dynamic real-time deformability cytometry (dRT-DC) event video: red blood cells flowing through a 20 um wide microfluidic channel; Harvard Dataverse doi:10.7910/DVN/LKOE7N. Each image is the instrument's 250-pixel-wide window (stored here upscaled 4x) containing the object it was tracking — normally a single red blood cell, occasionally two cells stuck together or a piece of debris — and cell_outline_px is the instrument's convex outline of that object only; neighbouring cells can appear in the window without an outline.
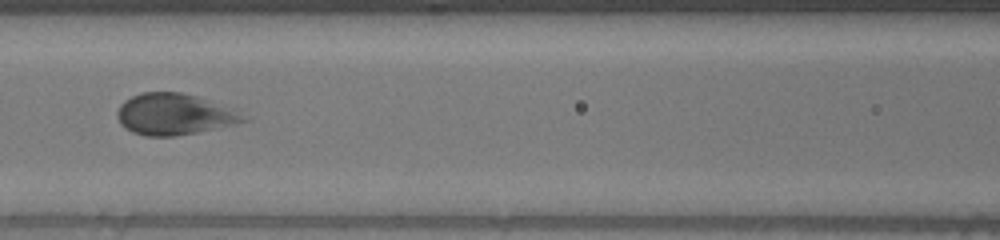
{"species": "human", "species_latin": "Homo sapiens", "temperature_condition": "warm", "stored_images_in_passage": 55, "segment_of_instrument_passage": [2, 2], "camera_frame_rate_fps": 3000, "um_per_image_px": 0.085, "donor": {"sex": "male"}, "frame": {"image": 1, "passage_image": 24, "time_ms": 7.667, "image_size_px": [1000, 240], "cell_outline_px": [[248, 120], [236, 124], [176, 136], [144, 136], [132, 132], [120, 124], [116, 116], [116, 112], [120, 104], [124, 100], [140, 92], [180, 92], [196, 96], [240, 108]], "centroid_in_image_um": [14.86, 9.7], "position_along_channel_um": 151.7, "area_um2": 30.92}}
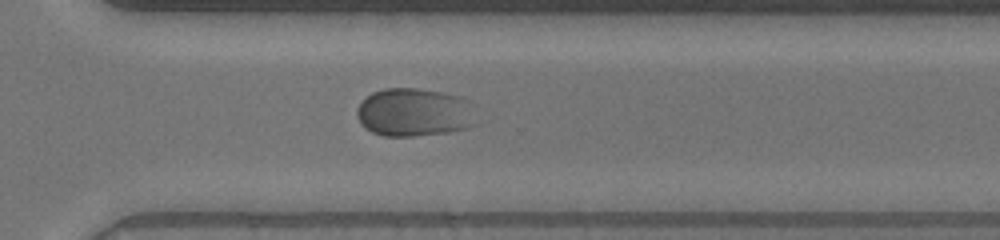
{"frame": {"image": 2, "passage_image": 39, "time_ms": 12.667, "image_size_px": [1000, 240], "cell_outline_px": [[476, 124], [468, 128], [448, 132], [416, 136], [384, 136], [372, 132], [364, 128], [360, 124], [356, 116], [356, 108], [372, 92], [384, 88], [416, 88], [444, 92], [460, 96], [472, 100]], "centroid_in_image_um": [35.24, 9.55], "position_along_channel_um": 335.4, "area_um2": 34.22}}
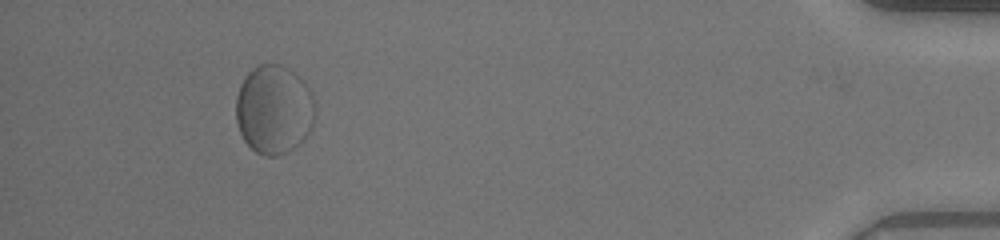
{"frame": {"image": 3, "passage_image": 51, "time_ms": 16.667, "image_size_px": [1000, 240], "cell_outline_px": [[316, 116], [304, 140], [288, 152], [276, 156], [264, 156], [256, 152], [244, 140], [240, 132], [236, 120], [236, 96], [240, 84], [244, 76], [252, 68], [260, 64], [280, 64], [288, 68], [308, 88], [312, 96], [316, 108]], "centroid_in_image_um": [23.27, 9.32], "position_along_channel_um": 411.9, "area_um2": 41.15}}